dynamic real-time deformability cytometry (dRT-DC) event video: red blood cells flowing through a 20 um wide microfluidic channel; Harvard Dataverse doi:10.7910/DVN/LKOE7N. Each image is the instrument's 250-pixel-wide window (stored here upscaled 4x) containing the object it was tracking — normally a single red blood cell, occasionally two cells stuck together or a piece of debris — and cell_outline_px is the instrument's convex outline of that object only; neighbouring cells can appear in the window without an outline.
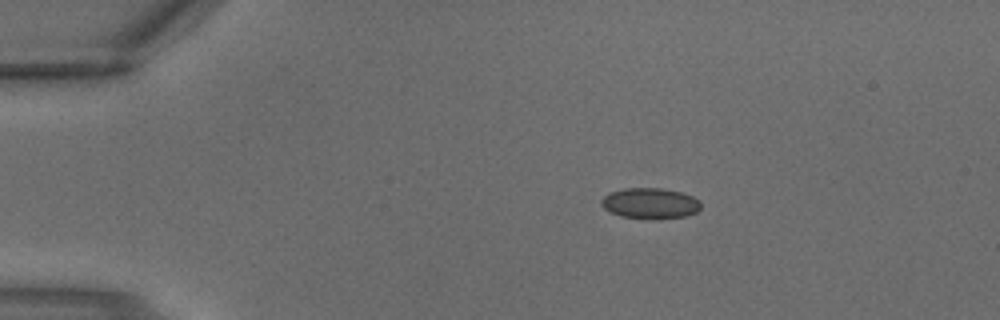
{"species": "common noctule bat (a hibernating species)", "species_latin": "Nyctalus noctula", "temperature_condition": "warm", "stored_images_in_passage": 3, "camera_frame_rate_fps": 3000, "um_per_image_px": 0.085, "animal": {"sex": "male", "body_mass_g": 18.8}, "frame": {"image": 1, "passage_image": 1, "time_ms": 0.0, "image_size_px": [1000, 320], "cell_outline_px": [[700, 208], [696, 212], [684, 216], [656, 220], [620, 216], [604, 208], [600, 204], [600, 200], [608, 192], [624, 188], [660, 188], [680, 192], [692, 196], [700, 200]], "centroid_in_image_um": [55.24, 17.28], "position_along_channel_um": 29.8, "area_um2": 17.98}}